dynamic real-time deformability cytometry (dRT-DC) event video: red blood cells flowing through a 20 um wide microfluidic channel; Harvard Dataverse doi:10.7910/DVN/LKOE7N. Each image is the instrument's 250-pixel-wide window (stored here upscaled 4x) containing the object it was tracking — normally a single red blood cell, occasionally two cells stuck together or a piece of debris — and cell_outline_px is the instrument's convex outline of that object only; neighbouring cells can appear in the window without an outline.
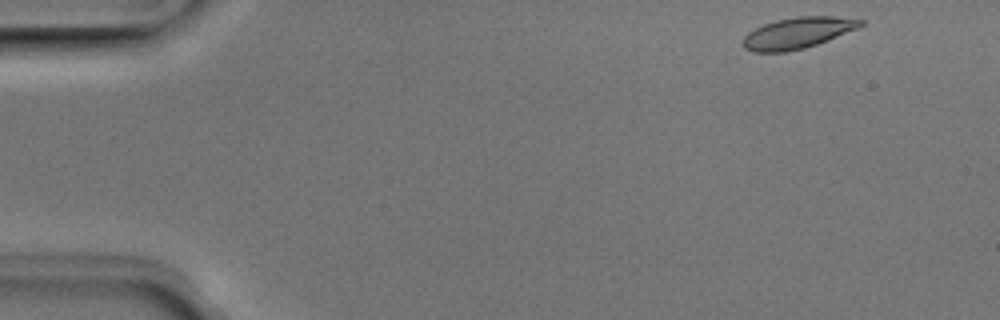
{"species": "Egyptian fruit bat (a non-hibernating species)", "species_latin": "Rousettus aegyptiacus", "temperature_condition": "room temperature", "stored_images_in_passage": 47, "camera_frame_rate_fps": 3000, "um_per_image_px": 0.085, "animal": {"sex": "male"}, "frame": {"image": 1, "passage_image": 1, "time_ms": 0.0, "image_size_px": [1000, 320], "cell_outline_px": [[864, 24], [856, 28], [816, 44], [804, 48], [784, 52], [752, 52], [744, 48], [740, 44], [744, 36], [748, 32], [764, 24], [776, 20], [800, 16], [832, 16], [864, 20]], "centroid_in_image_um": [67.72, 2.8], "position_along_channel_um": 17.3, "area_um2": 21.1}}
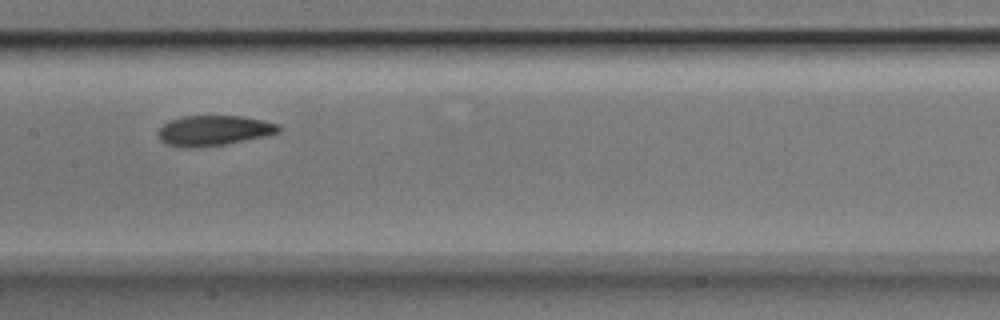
{"frame": {"image": 2, "passage_image": 22, "time_ms": 7.0, "image_size_px": [1000, 320], "cell_outline_px": [[280, 132], [268, 136], [228, 144], [200, 148], [184, 148], [164, 144], [160, 140], [160, 128], [168, 120], [184, 116], [240, 116], [264, 120], [280, 124]], "centroid_in_image_um": [18.21, 11.11], "position_along_channel_um": 189.2, "area_um2": 21.62}}
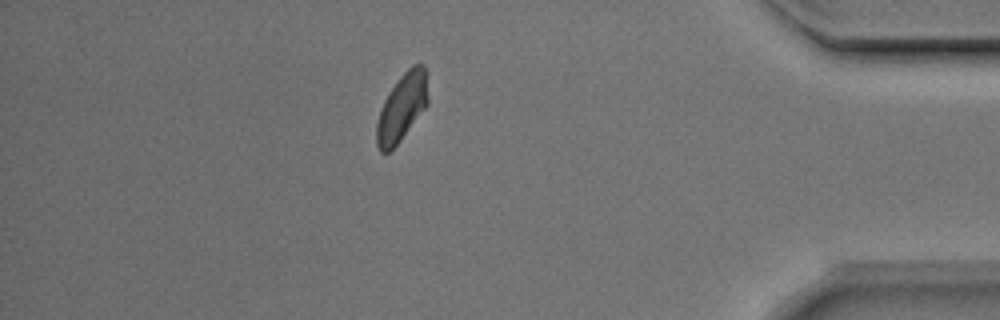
{"frame": {"image": 3, "passage_image": 41, "time_ms": 13.333, "image_size_px": [1000, 320], "cell_outline_px": [[428, 104], [400, 140], [388, 152], [380, 152], [376, 144], [376, 124], [384, 100], [388, 92], [400, 76], [412, 64], [424, 64], [428, 72]], "centroid_in_image_um": [34.19, 9.07], "position_along_channel_um": 401.0, "area_um2": 20.29}, "authors_computed_cell_mechanics": {"area_um2": 21.097, "velocity_mm_per_s": 3.9422, "shape_relaxation_time_tau1_ms": null, "shape_relaxation_time_tau2_ms": 1.194, "deformation_change_tau1": null, "deformation_change_tau2": 0.0636}}